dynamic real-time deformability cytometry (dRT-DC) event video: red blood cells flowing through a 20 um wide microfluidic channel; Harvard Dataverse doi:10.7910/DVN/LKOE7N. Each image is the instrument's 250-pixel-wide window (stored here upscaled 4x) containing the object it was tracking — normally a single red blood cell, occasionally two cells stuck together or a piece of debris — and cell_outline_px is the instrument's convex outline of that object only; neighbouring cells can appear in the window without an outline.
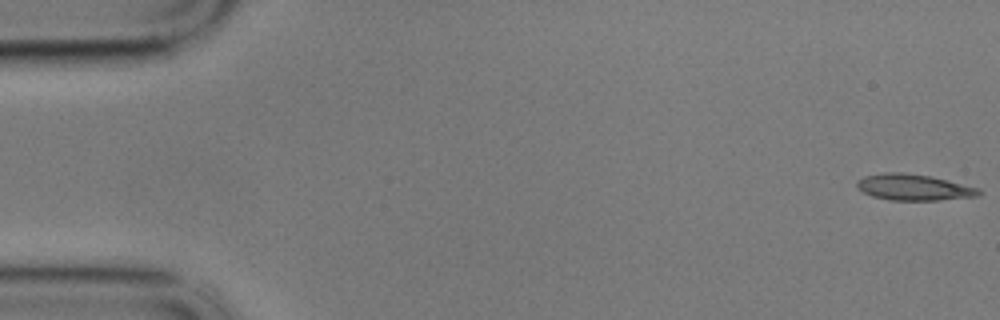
{"species": "common noctule bat (a hibernating species)", "species_latin": "Nyctalus noctula", "temperature_condition": "cold", "stored_images_in_passage": 58, "camera_frame_rate_fps": 3000, "um_per_image_px": 0.085, "animal": {"sex": "male", "body_mass_g": 17.9}, "frame": {"image": 1, "passage_image": 1, "time_ms": 0.0, "image_size_px": [1000, 320], "cell_outline_px": [[984, 192], [980, 196], [940, 200], [888, 200], [872, 196], [856, 188], [856, 180], [864, 176], [884, 172], [904, 172], [932, 176], [980, 188]], "centroid_in_image_um": [77.69, 15.91], "position_along_channel_um": 7.3, "area_um2": 18.96}}
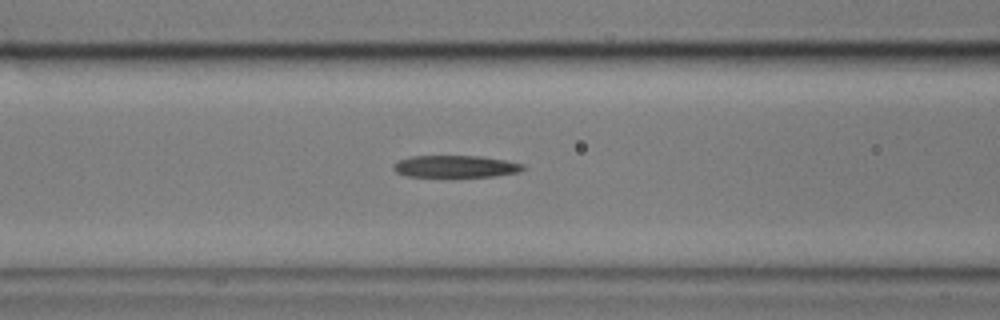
{"frame": {"image": 2, "passage_image": 23, "time_ms": 7.333, "image_size_px": [1000, 320], "cell_outline_px": [[528, 168], [520, 172], [496, 176], [404, 176], [396, 172], [392, 168], [400, 160], [412, 156], [480, 156], [504, 160], [524, 164]], "centroid_in_image_um": [38.78, 14.15], "position_along_channel_um": 127.8, "area_um2": 16.53}}
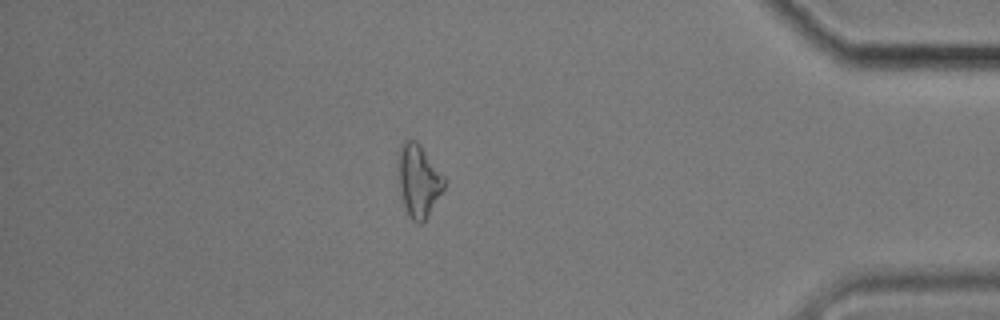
{"frame": {"image": 3, "passage_image": 50, "time_ms": 16.333, "image_size_px": [1000, 320], "cell_outline_px": [[444, 188], [428, 216], [420, 224], [416, 224], [408, 216], [400, 192], [400, 144], [404, 140], [416, 140], [420, 144], [444, 176]], "centroid_in_image_um": [35.6, 15.38], "position_along_channel_um": 399.6, "area_um2": 18.96}, "authors_computed_cell_mechanics": {"area_um2": 17.8602, "velocity_mm_per_s": 3.4357, "shape_relaxation_time_tau1_ms": 4.8624, "shape_relaxation_time_tau2_ms": 9.1765, "deformation_change_tau1": 0.1726, "deformation_change_tau2": 0.2662}}